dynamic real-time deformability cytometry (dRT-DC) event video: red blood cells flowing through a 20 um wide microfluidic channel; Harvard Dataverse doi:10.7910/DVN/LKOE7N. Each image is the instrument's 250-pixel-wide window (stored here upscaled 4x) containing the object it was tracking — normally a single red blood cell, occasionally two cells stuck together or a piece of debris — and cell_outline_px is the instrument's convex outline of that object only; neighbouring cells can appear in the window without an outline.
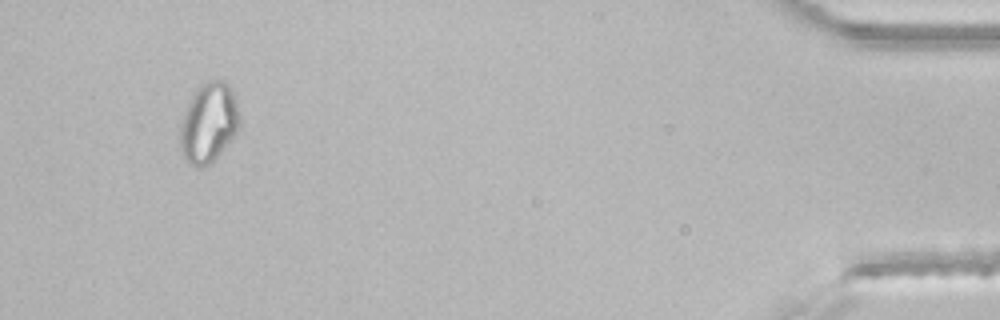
{"species": "common noctule bat (a hibernating species)", "species_latin": "Nyctalus noctula", "temperature_condition": "room temperature", "stored_images_in_passage": 35, "segment_of_instrument_passage": [2, 2], "camera_frame_rate_fps": 3000, "um_per_image_px": 0.085, "animal": {"sex": "male", "body_mass_g": 21.5, "forearm_length_mm": 52.0}, "frame": {"image": 1, "passage_image": 32, "time_ms": 10.333, "image_size_px": [1000, 320], "cell_outline_px": [[240, 128], [232, 140], [204, 168], [196, 168], [188, 164], [184, 160], [180, 152], [180, 124], [184, 112], [192, 96], [200, 84], [208, 80], [224, 80], [232, 88], [240, 112]], "centroid_in_image_um": [17.74, 10.45], "position_along_channel_um": 417.5, "area_um2": 28.15}}